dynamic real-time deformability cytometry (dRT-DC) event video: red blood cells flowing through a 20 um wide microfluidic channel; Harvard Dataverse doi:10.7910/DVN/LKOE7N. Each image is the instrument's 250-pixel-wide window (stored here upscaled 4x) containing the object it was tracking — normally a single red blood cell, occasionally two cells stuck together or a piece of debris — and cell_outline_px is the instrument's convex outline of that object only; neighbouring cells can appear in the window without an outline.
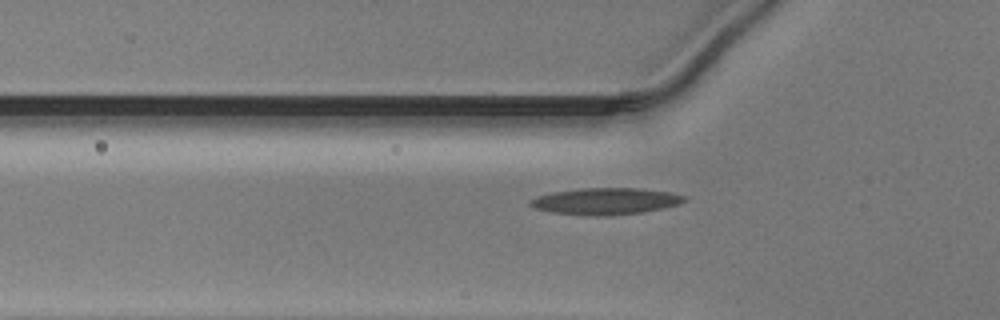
{"species": "Egyptian fruit bat (a non-hibernating species)", "species_latin": "Rousettus aegyptiacus", "temperature_condition": "warm", "stored_images_in_passage": 32, "camera_frame_rate_fps": 3000, "um_per_image_px": 0.085, "animal": {"sex": "male"}, "frame": {"image": 1, "passage_image": 5, "time_ms": 1.333, "image_size_px": [1000, 320], "cell_outline_px": [[688, 200], [680, 204], [664, 208], [640, 212], [608, 216], [604, 216], [552, 212], [536, 208], [528, 204], [528, 200], [536, 196], [552, 192], [584, 188], [640, 188], [672, 192], [688, 196]], "centroid_in_image_um": [51.54, 17.09], "position_along_channel_um": 74.3, "area_um2": 23.99}}
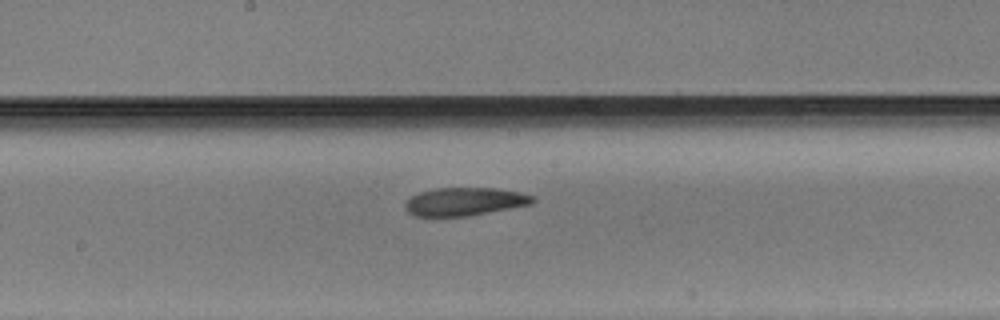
{"frame": {"image": 2, "passage_image": 15, "time_ms": 4.667, "image_size_px": [1000, 320], "cell_outline_px": [[536, 200], [532, 204], [468, 216], [412, 216], [404, 208], [404, 204], [412, 196], [420, 192], [436, 188], [496, 188], [520, 192], [536, 196]], "centroid_in_image_um": [39.52, 17.13], "position_along_channel_um": 208.7, "area_um2": 20.98}}
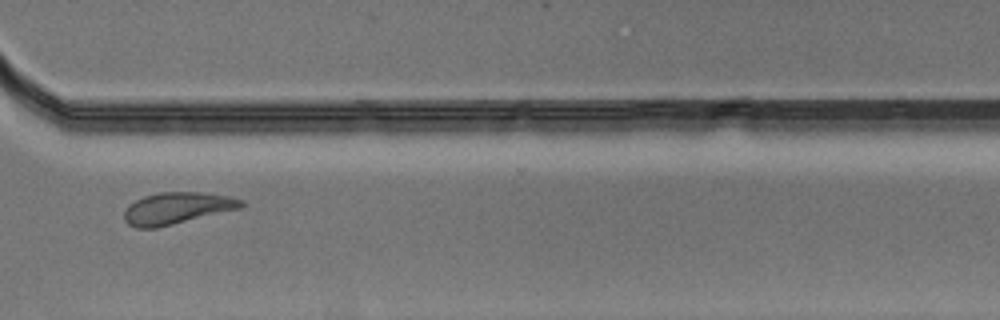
{"frame": {"image": 3, "passage_image": 26, "time_ms": 8.333, "image_size_px": [1000, 320], "cell_outline_px": [[244, 204], [240, 208], [156, 228], [136, 228], [128, 224], [124, 220], [124, 208], [128, 204], [144, 196], [160, 192], [200, 192], [232, 196], [244, 200]], "centroid_in_image_um": [15.02, 17.69], "position_along_channel_um": 355.6, "area_um2": 21.68}}